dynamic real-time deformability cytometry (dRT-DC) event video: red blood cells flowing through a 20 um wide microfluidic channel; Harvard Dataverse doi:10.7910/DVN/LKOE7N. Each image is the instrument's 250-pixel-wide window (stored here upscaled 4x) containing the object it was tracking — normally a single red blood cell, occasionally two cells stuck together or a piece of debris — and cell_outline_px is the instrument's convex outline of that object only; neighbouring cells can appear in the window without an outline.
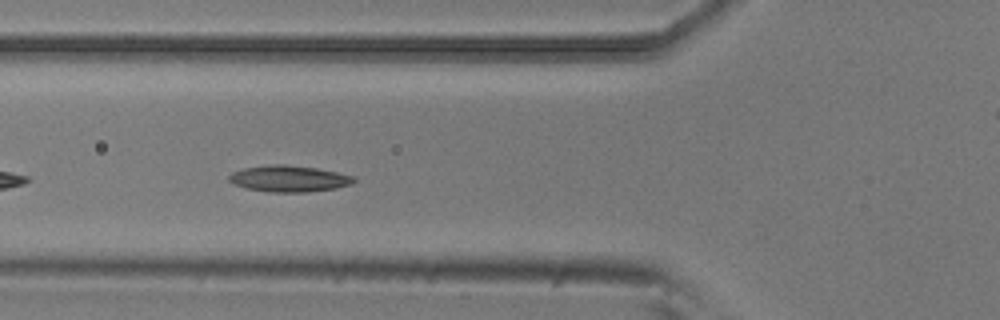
{"species": "common noctule bat (a hibernating species)", "species_latin": "Nyctalus noctula", "temperature_condition": "room temperature", "stored_images_in_passage": 38, "camera_frame_rate_fps": 3000, "um_per_image_px": 0.085, "animal": {"sex": "male", "body_mass_g": 20.5, "forearm_length_mm": 52.5}, "frame": {"image": 1, "passage_image": 5, "time_ms": 1.333, "image_size_px": [1000, 320], "cell_outline_px": [[356, 180], [352, 184], [336, 188], [308, 192], [268, 192], [248, 188], [236, 184], [228, 180], [228, 176], [232, 172], [244, 168], [272, 164], [284, 164], [316, 168], [356, 176]], "centroid_in_image_um": [24.6, 15.18], "position_along_channel_um": 101.2, "area_um2": 19.13}}
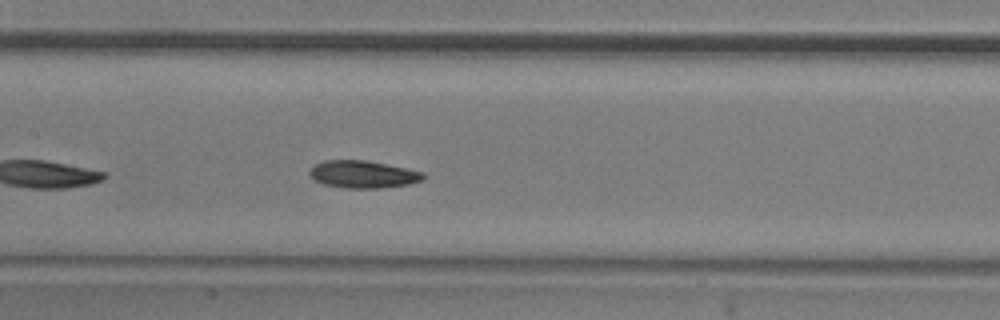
{"frame": {"image": 2, "passage_image": 11, "time_ms": 3.333, "image_size_px": [1000, 320], "cell_outline_px": [[424, 180], [408, 184], [380, 188], [344, 188], [324, 184], [316, 180], [308, 172], [316, 164], [324, 160], [364, 160], [424, 172]], "centroid_in_image_um": [30.86, 14.82], "position_along_channel_um": 176.5, "area_um2": 17.86}}
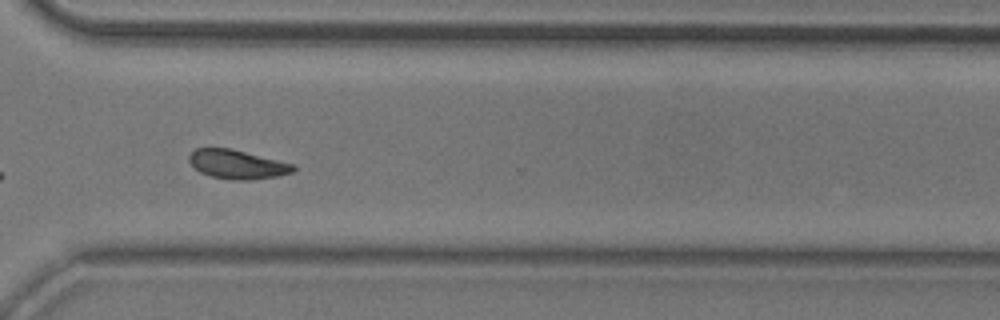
{"frame": {"image": 3, "passage_image": 25, "time_ms": 8.0, "image_size_px": [1000, 320], "cell_outline_px": [[296, 168], [292, 172], [276, 176], [252, 180], [232, 180], [212, 176], [200, 172], [188, 160], [188, 156], [196, 148], [232, 148], [296, 164]], "centroid_in_image_um": [20.2, 13.96], "position_along_channel_um": 350.4, "area_um2": 17.69}, "authors_computed_cell_mechanics": {"area_um2": 17.629, "velocity_mm_per_s": 3.7361, "shape_relaxation_time_tau1_ms": 4.0636, "shape_relaxation_time_tau2_ms": 3.0381, "deformation_change_tau1": 0.1192, "deformation_change_tau2": 0.0791}}